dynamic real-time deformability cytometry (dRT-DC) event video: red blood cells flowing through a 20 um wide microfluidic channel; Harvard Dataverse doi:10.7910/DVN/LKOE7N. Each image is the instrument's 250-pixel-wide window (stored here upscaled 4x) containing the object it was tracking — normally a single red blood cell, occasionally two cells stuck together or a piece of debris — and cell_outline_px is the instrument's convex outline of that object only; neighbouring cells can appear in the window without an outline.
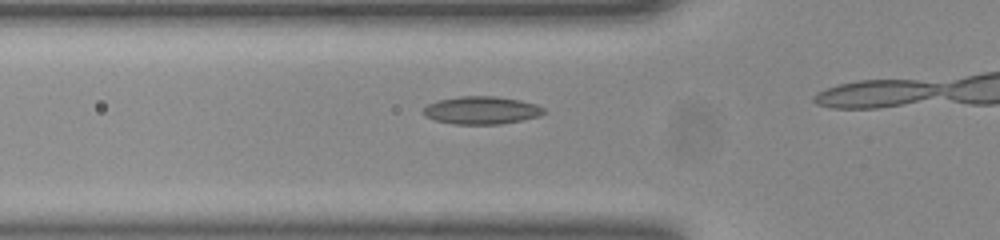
{"species": "common noctule bat (a hibernating species)", "species_latin": "Nyctalus noctula", "temperature_condition": "room temperature", "stored_images_in_passage": 14, "camera_frame_rate_fps": 3000, "um_per_image_px": 0.085, "animal": {"sex": "female", "body_mass_g": 23.0, "forearm_length_mm": 53.4}, "frame": {"image": 1, "passage_image": 12, "time_ms": 3.667, "image_size_px": [1000, 240], "cell_outline_px": [[548, 112], [540, 116], [500, 124], [456, 124], [436, 120], [424, 116], [424, 108], [428, 104], [440, 100], [460, 96], [496, 96], [520, 100], [536, 104], [544, 108]], "centroid_in_image_um": [40.97, 9.37], "position_along_channel_um": 84.8, "area_um2": 19.42}}